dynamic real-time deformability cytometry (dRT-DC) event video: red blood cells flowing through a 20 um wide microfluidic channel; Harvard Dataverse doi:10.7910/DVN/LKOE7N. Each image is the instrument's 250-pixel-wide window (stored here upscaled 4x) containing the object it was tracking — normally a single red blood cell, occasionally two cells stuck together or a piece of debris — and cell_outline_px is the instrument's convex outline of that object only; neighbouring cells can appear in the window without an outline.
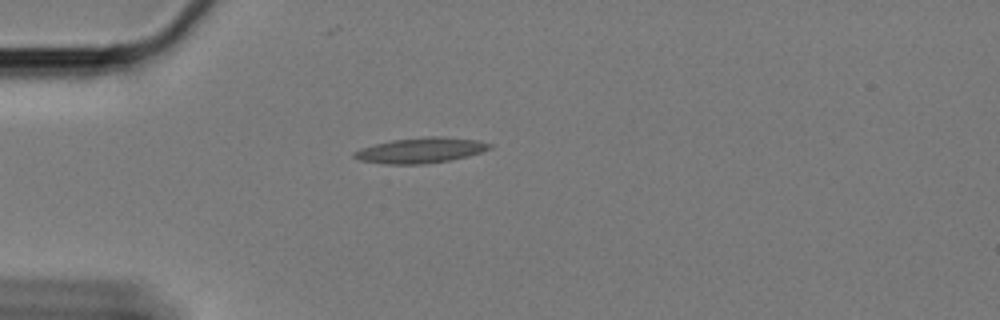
{"species": "Egyptian fruit bat (a non-hibernating species)", "species_latin": "Rousettus aegyptiacus", "temperature_condition": "cold", "stored_images_in_passage": 44, "camera_frame_rate_fps": 3000, "um_per_image_px": 0.085, "animal": {"sex": "female"}, "frame": {"image": 1, "passage_image": 1, "time_ms": 0.0, "image_size_px": [1000, 320], "cell_outline_px": [[492, 148], [468, 156], [448, 160], [424, 164], [388, 164], [360, 160], [352, 156], [352, 152], [360, 148], [392, 140], [428, 136], [440, 136], [476, 140], [492, 144]], "centroid_in_image_um": [35.74, 12.77], "position_along_channel_um": 49.3, "area_um2": 19.88}}
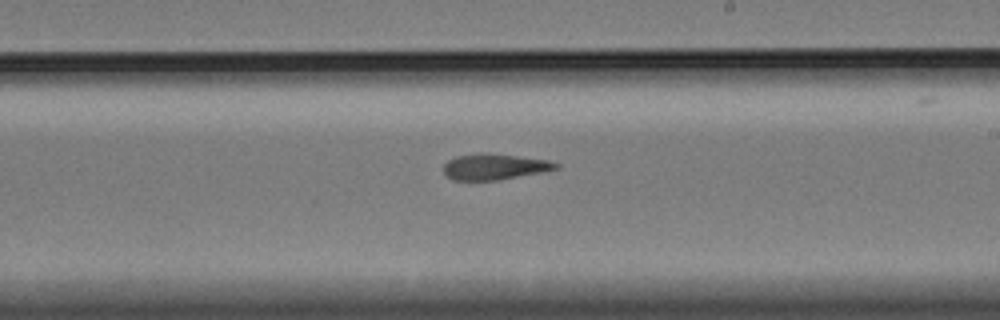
{"frame": {"image": 2, "passage_image": 20, "time_ms": 6.333, "image_size_px": [1000, 320], "cell_outline_px": [[560, 168], [500, 180], [452, 180], [444, 172], [444, 164], [448, 160], [456, 156], [480, 152], [488, 152], [548, 160], [560, 164]], "centroid_in_image_um": [42.02, 14.16], "position_along_channel_um": 247.0, "area_um2": 17.05}}
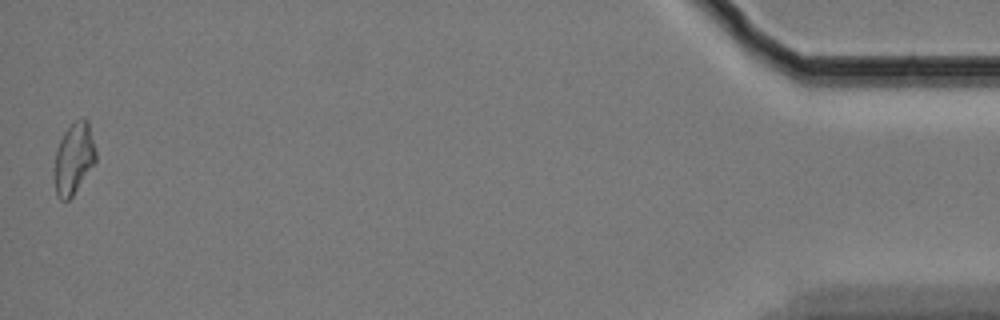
{"frame": {"image": 3, "passage_image": 44, "time_ms": 14.333, "image_size_px": [1000, 320], "cell_outline_px": [[96, 160], [72, 196], [68, 200], [60, 200], [56, 196], [52, 172], [52, 168], [56, 152], [60, 140], [64, 132], [76, 120], [84, 116], [88, 120], [96, 152]], "centroid_in_image_um": [6.23, 13.49], "position_along_channel_um": 429.0, "area_um2": 17.4}, "authors_computed_cell_mechanics": {"area_um2": 17.3978, "velocity_mm_per_s": 3.3468, "shape_relaxation_time_tau1_ms": null, "shape_relaxation_time_tau2_ms": 5.9535, "deformation_change_tau1": null, "deformation_change_tau2": 0.1573}}